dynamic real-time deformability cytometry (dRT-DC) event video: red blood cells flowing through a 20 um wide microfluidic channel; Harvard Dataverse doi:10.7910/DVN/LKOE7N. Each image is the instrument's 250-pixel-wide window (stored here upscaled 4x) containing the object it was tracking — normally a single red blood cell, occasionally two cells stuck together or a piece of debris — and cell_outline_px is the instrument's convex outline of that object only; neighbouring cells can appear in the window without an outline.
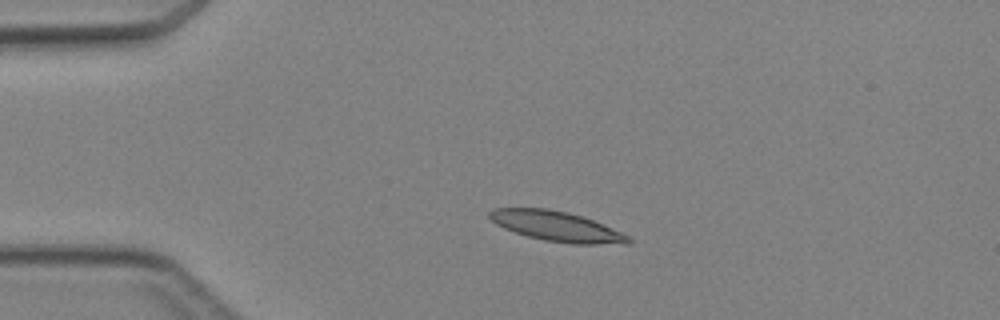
{"species": "Egyptian fruit bat (a non-hibernating species)", "species_latin": "Rousettus aegyptiacus", "temperature_condition": "cold", "stored_images_in_passage": 4, "camera_frame_rate_fps": 3000, "um_per_image_px": 0.085, "animal": {"sex": "female"}, "frame": {"image": 1, "passage_image": 3, "time_ms": 2.333, "image_size_px": [1000, 320], "cell_outline_px": [[632, 240], [628, 244], [572, 244], [544, 240], [528, 236], [504, 228], [496, 224], [488, 216], [488, 212], [496, 208], [548, 208], [568, 212], [592, 220], [620, 232], [628, 236]], "centroid_in_image_um": [47.3, 19.24], "position_along_channel_um": 37.7, "area_um2": 23.99}}